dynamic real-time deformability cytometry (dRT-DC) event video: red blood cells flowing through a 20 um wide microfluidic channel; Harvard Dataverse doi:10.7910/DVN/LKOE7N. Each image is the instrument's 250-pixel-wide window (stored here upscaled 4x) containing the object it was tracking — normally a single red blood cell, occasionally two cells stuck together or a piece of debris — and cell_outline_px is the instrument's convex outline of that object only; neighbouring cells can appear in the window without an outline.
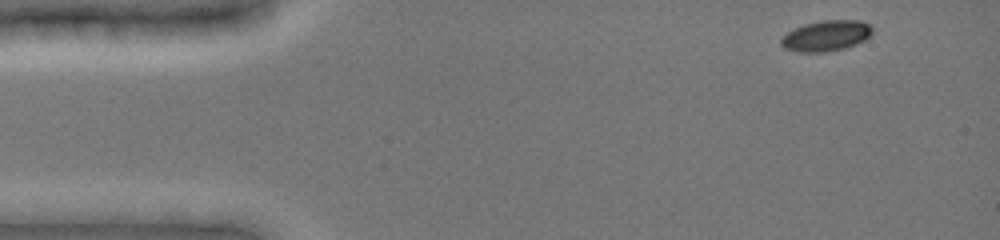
{"species": "common noctule bat (a hibernating species)", "species_latin": "Nyctalus noctula", "temperature_condition": "cold", "stored_images_in_passage": 79, "camera_frame_rate_fps": 3000, "um_per_image_px": 0.085, "animal": {"sex": "female", "body_mass_g": 19.0, "forearm_length_mm": 51.5}, "frame": {"image": 1, "passage_image": 1, "time_ms": 0.0, "image_size_px": [1000, 240], "cell_outline_px": [[872, 32], [864, 40], [856, 44], [844, 48], [824, 52], [800, 52], [784, 48], [780, 44], [780, 40], [788, 32], [804, 24], [824, 20], [860, 20], [868, 24], [872, 28]], "centroid_in_image_um": [70.22, 3.04], "position_along_channel_um": 14.8, "area_um2": 16.13}}
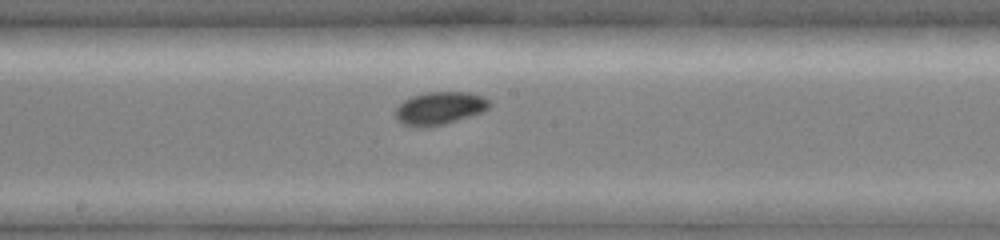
{"frame": {"image": 2, "passage_image": 38, "time_ms": 7.333, "image_size_px": [1000, 240], "cell_outline_px": [[492, 104], [488, 108], [480, 112], [444, 124], [424, 128], [416, 128], [404, 124], [396, 120], [396, 108], [404, 100], [412, 96], [424, 92], [468, 92], [484, 96]], "centroid_in_image_um": [37.34, 9.2], "position_along_channel_um": 210.9, "area_um2": 17.98}}
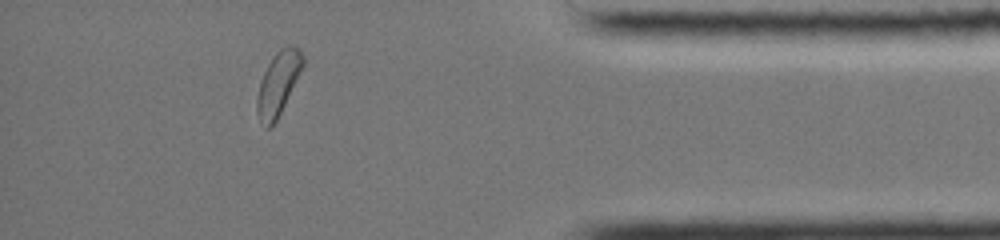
{"frame": {"image": 3, "passage_image": 68, "time_ms": 13.0, "image_size_px": [1000, 240], "cell_outline_px": [[304, 64], [272, 128], [264, 128], [256, 112], [256, 96], [260, 80], [272, 56], [284, 44], [292, 44], [300, 48], [304, 56]], "centroid_in_image_um": [23.63, 7.05], "position_along_channel_um": 411.6, "area_um2": 17.05}, "authors_computed_cell_mechanics": {"area_um2": 17.2244, "velocity_mm_per_s": 3.9215, "shape_relaxation_time_tau1_ms": 1.8861, "shape_relaxation_time_tau2_ms": null, "deformation_change_tau1": 0.0694, "deformation_change_tau2": null}}